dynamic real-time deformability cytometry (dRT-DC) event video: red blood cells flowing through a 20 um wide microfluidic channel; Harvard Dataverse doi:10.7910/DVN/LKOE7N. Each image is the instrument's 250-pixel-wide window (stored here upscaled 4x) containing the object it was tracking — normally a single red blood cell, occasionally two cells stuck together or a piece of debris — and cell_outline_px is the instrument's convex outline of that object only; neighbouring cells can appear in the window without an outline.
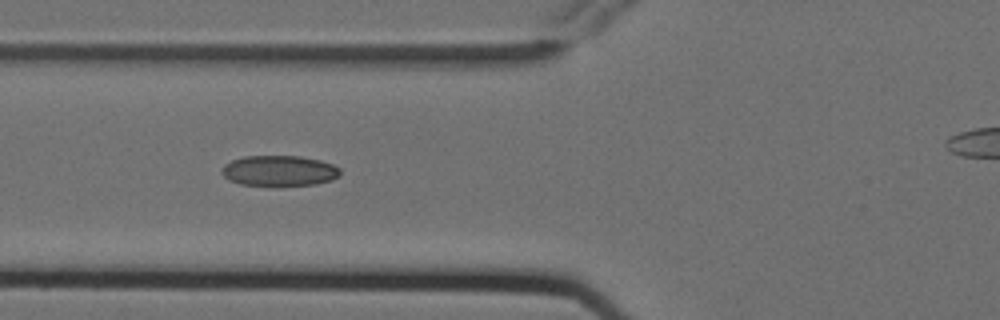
{"species": "Egyptian fruit bat (a non-hibernating species)", "species_latin": "Rousettus aegyptiacus", "temperature_condition": "cold", "stored_images_in_passage": 7, "camera_frame_rate_fps": 3000, "um_per_image_px": 0.085, "animal": {"sex": "female"}, "frame": {"image": 1, "passage_image": 6, "time_ms": 1.667, "image_size_px": [1000, 320], "cell_outline_px": [[340, 176], [332, 180], [316, 184], [276, 188], [272, 188], [240, 184], [228, 180], [220, 172], [220, 168], [224, 164], [232, 160], [244, 156], [300, 156], [320, 160], [332, 164], [340, 168]], "centroid_in_image_um": [23.71, 14.56], "position_along_channel_um": 102.1, "area_um2": 22.02}}
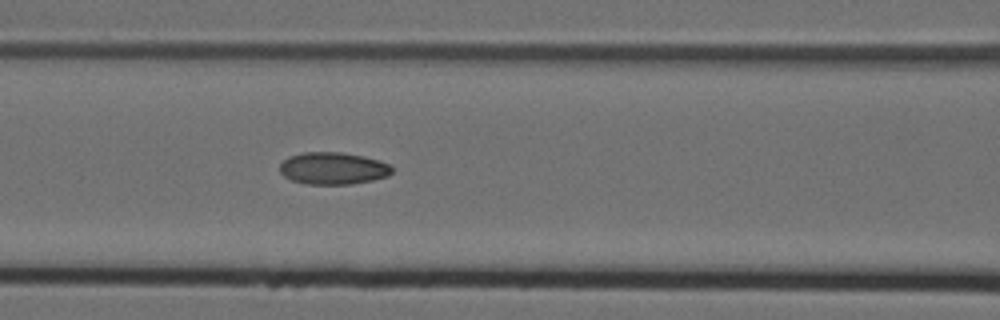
{"frame": {"image": 2, "passage_image": 7, "time_ms": 2.0, "image_size_px": [1000, 320], "cell_outline_px": [[392, 172], [388, 176], [372, 180], [352, 184], [308, 184], [292, 180], [284, 176], [280, 172], [280, 164], [288, 156], [304, 152], [340, 152], [364, 156], [388, 164], [392, 168]], "centroid_in_image_um": [28.29, 14.31], "position_along_channel_um": 138.3, "area_um2": 20.92}}